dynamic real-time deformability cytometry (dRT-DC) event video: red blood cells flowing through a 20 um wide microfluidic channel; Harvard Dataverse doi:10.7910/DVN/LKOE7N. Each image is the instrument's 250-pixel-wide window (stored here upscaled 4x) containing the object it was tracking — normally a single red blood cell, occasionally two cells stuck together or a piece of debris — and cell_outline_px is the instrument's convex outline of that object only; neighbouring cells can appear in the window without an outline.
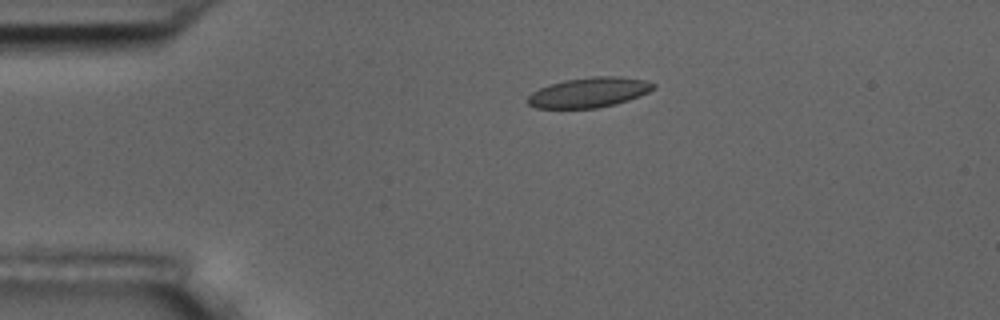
{"species": "common noctule bat (a hibernating species)", "species_latin": "Nyctalus noctula", "temperature_condition": "room temperature", "stored_images_in_passage": 5, "camera_frame_rate_fps": 3000, "um_per_image_px": 0.085, "animal": {"sex": "male", "body_mass_g": 17.5, "forearm_length_mm": 52.3}, "frame": {"image": 1, "passage_image": 4, "time_ms": 3.667, "image_size_px": [1000, 320], "cell_outline_px": [[656, 88], [648, 92], [628, 100], [616, 104], [596, 108], [536, 108], [528, 104], [524, 100], [532, 92], [548, 84], [564, 80], [592, 76], [620, 76], [644, 80], [656, 84]], "centroid_in_image_um": [50.04, 7.85], "position_along_channel_um": 35.0, "area_um2": 22.14}}